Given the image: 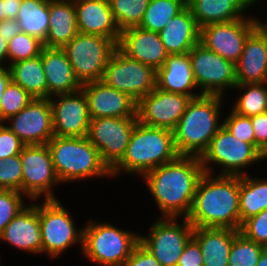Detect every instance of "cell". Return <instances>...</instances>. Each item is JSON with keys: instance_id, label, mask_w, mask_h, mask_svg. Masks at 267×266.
<instances>
[{"instance_id": "23", "label": "cell", "mask_w": 267, "mask_h": 266, "mask_svg": "<svg viewBox=\"0 0 267 266\" xmlns=\"http://www.w3.org/2000/svg\"><path fill=\"white\" fill-rule=\"evenodd\" d=\"M80 33L105 36L117 44L121 31L114 21L108 0H74Z\"/></svg>"}, {"instance_id": "42", "label": "cell", "mask_w": 267, "mask_h": 266, "mask_svg": "<svg viewBox=\"0 0 267 266\" xmlns=\"http://www.w3.org/2000/svg\"><path fill=\"white\" fill-rule=\"evenodd\" d=\"M223 126L229 130L233 136L244 142L255 146L254 130L251 123V117L238 115L233 110L222 122Z\"/></svg>"}, {"instance_id": "2", "label": "cell", "mask_w": 267, "mask_h": 266, "mask_svg": "<svg viewBox=\"0 0 267 266\" xmlns=\"http://www.w3.org/2000/svg\"><path fill=\"white\" fill-rule=\"evenodd\" d=\"M204 173L188 220L193 227L240 230V176Z\"/></svg>"}, {"instance_id": "40", "label": "cell", "mask_w": 267, "mask_h": 266, "mask_svg": "<svg viewBox=\"0 0 267 266\" xmlns=\"http://www.w3.org/2000/svg\"><path fill=\"white\" fill-rule=\"evenodd\" d=\"M23 193L0 189V235L11 220L24 208Z\"/></svg>"}, {"instance_id": "51", "label": "cell", "mask_w": 267, "mask_h": 266, "mask_svg": "<svg viewBox=\"0 0 267 266\" xmlns=\"http://www.w3.org/2000/svg\"><path fill=\"white\" fill-rule=\"evenodd\" d=\"M256 266H267V247L262 250Z\"/></svg>"}, {"instance_id": "44", "label": "cell", "mask_w": 267, "mask_h": 266, "mask_svg": "<svg viewBox=\"0 0 267 266\" xmlns=\"http://www.w3.org/2000/svg\"><path fill=\"white\" fill-rule=\"evenodd\" d=\"M255 136V147L267 159V112L251 117Z\"/></svg>"}, {"instance_id": "46", "label": "cell", "mask_w": 267, "mask_h": 266, "mask_svg": "<svg viewBox=\"0 0 267 266\" xmlns=\"http://www.w3.org/2000/svg\"><path fill=\"white\" fill-rule=\"evenodd\" d=\"M123 266H162L140 243L134 248Z\"/></svg>"}, {"instance_id": "21", "label": "cell", "mask_w": 267, "mask_h": 266, "mask_svg": "<svg viewBox=\"0 0 267 266\" xmlns=\"http://www.w3.org/2000/svg\"><path fill=\"white\" fill-rule=\"evenodd\" d=\"M235 68L237 85L267 81V32L261 25L246 39Z\"/></svg>"}, {"instance_id": "22", "label": "cell", "mask_w": 267, "mask_h": 266, "mask_svg": "<svg viewBox=\"0 0 267 266\" xmlns=\"http://www.w3.org/2000/svg\"><path fill=\"white\" fill-rule=\"evenodd\" d=\"M0 240L32 253H42L39 204L24 207L5 227Z\"/></svg>"}, {"instance_id": "7", "label": "cell", "mask_w": 267, "mask_h": 266, "mask_svg": "<svg viewBox=\"0 0 267 266\" xmlns=\"http://www.w3.org/2000/svg\"><path fill=\"white\" fill-rule=\"evenodd\" d=\"M81 85L102 79L104 69L117 49V43L105 36L78 33L62 48Z\"/></svg>"}, {"instance_id": "26", "label": "cell", "mask_w": 267, "mask_h": 266, "mask_svg": "<svg viewBox=\"0 0 267 266\" xmlns=\"http://www.w3.org/2000/svg\"><path fill=\"white\" fill-rule=\"evenodd\" d=\"M78 33L74 0H49V28L44 47L63 48Z\"/></svg>"}, {"instance_id": "39", "label": "cell", "mask_w": 267, "mask_h": 266, "mask_svg": "<svg viewBox=\"0 0 267 266\" xmlns=\"http://www.w3.org/2000/svg\"><path fill=\"white\" fill-rule=\"evenodd\" d=\"M22 172L20 154L0 160V189L22 193Z\"/></svg>"}, {"instance_id": "50", "label": "cell", "mask_w": 267, "mask_h": 266, "mask_svg": "<svg viewBox=\"0 0 267 266\" xmlns=\"http://www.w3.org/2000/svg\"><path fill=\"white\" fill-rule=\"evenodd\" d=\"M8 42L5 41L4 37L0 35V69H5L6 67L9 68V66H4L3 62L4 60H8Z\"/></svg>"}, {"instance_id": "30", "label": "cell", "mask_w": 267, "mask_h": 266, "mask_svg": "<svg viewBox=\"0 0 267 266\" xmlns=\"http://www.w3.org/2000/svg\"><path fill=\"white\" fill-rule=\"evenodd\" d=\"M8 66L14 83L21 86L33 98H47V82L41 54Z\"/></svg>"}, {"instance_id": "19", "label": "cell", "mask_w": 267, "mask_h": 266, "mask_svg": "<svg viewBox=\"0 0 267 266\" xmlns=\"http://www.w3.org/2000/svg\"><path fill=\"white\" fill-rule=\"evenodd\" d=\"M81 89L87 98L91 119L137 117V102L103 81L85 83Z\"/></svg>"}, {"instance_id": "33", "label": "cell", "mask_w": 267, "mask_h": 266, "mask_svg": "<svg viewBox=\"0 0 267 266\" xmlns=\"http://www.w3.org/2000/svg\"><path fill=\"white\" fill-rule=\"evenodd\" d=\"M186 7V0H150L139 27L160 32Z\"/></svg>"}, {"instance_id": "43", "label": "cell", "mask_w": 267, "mask_h": 266, "mask_svg": "<svg viewBox=\"0 0 267 266\" xmlns=\"http://www.w3.org/2000/svg\"><path fill=\"white\" fill-rule=\"evenodd\" d=\"M25 144L7 125L0 123V160L19 155Z\"/></svg>"}, {"instance_id": "9", "label": "cell", "mask_w": 267, "mask_h": 266, "mask_svg": "<svg viewBox=\"0 0 267 266\" xmlns=\"http://www.w3.org/2000/svg\"><path fill=\"white\" fill-rule=\"evenodd\" d=\"M101 81L138 102L156 88V71L127 57L117 48L104 69Z\"/></svg>"}, {"instance_id": "52", "label": "cell", "mask_w": 267, "mask_h": 266, "mask_svg": "<svg viewBox=\"0 0 267 266\" xmlns=\"http://www.w3.org/2000/svg\"><path fill=\"white\" fill-rule=\"evenodd\" d=\"M5 19V7H4V1L0 0V22Z\"/></svg>"}, {"instance_id": "36", "label": "cell", "mask_w": 267, "mask_h": 266, "mask_svg": "<svg viewBox=\"0 0 267 266\" xmlns=\"http://www.w3.org/2000/svg\"><path fill=\"white\" fill-rule=\"evenodd\" d=\"M264 248L240 232L233 240L228 266H256Z\"/></svg>"}, {"instance_id": "16", "label": "cell", "mask_w": 267, "mask_h": 266, "mask_svg": "<svg viewBox=\"0 0 267 266\" xmlns=\"http://www.w3.org/2000/svg\"><path fill=\"white\" fill-rule=\"evenodd\" d=\"M191 97L155 88L137 102V118L141 124L174 131Z\"/></svg>"}, {"instance_id": "27", "label": "cell", "mask_w": 267, "mask_h": 266, "mask_svg": "<svg viewBox=\"0 0 267 266\" xmlns=\"http://www.w3.org/2000/svg\"><path fill=\"white\" fill-rule=\"evenodd\" d=\"M239 233L229 228L194 227L192 237L200 246L203 266H228L232 243Z\"/></svg>"}, {"instance_id": "20", "label": "cell", "mask_w": 267, "mask_h": 266, "mask_svg": "<svg viewBox=\"0 0 267 266\" xmlns=\"http://www.w3.org/2000/svg\"><path fill=\"white\" fill-rule=\"evenodd\" d=\"M117 48L127 57L150 66L155 71L163 66L169 55L159 32L146 30L139 26L121 31Z\"/></svg>"}, {"instance_id": "35", "label": "cell", "mask_w": 267, "mask_h": 266, "mask_svg": "<svg viewBox=\"0 0 267 266\" xmlns=\"http://www.w3.org/2000/svg\"><path fill=\"white\" fill-rule=\"evenodd\" d=\"M150 0H108L120 31L140 25Z\"/></svg>"}, {"instance_id": "1", "label": "cell", "mask_w": 267, "mask_h": 266, "mask_svg": "<svg viewBox=\"0 0 267 266\" xmlns=\"http://www.w3.org/2000/svg\"><path fill=\"white\" fill-rule=\"evenodd\" d=\"M205 173L200 157L179 155L175 160L146 172L142 178L162 217L187 218L200 178Z\"/></svg>"}, {"instance_id": "11", "label": "cell", "mask_w": 267, "mask_h": 266, "mask_svg": "<svg viewBox=\"0 0 267 266\" xmlns=\"http://www.w3.org/2000/svg\"><path fill=\"white\" fill-rule=\"evenodd\" d=\"M160 217L153 223L148 236H140V244L158 260L162 266H177L186 243L193 235L194 227L183 218Z\"/></svg>"}, {"instance_id": "13", "label": "cell", "mask_w": 267, "mask_h": 266, "mask_svg": "<svg viewBox=\"0 0 267 266\" xmlns=\"http://www.w3.org/2000/svg\"><path fill=\"white\" fill-rule=\"evenodd\" d=\"M192 70L197 87L202 95L222 96L225 88H234L236 83L235 64L224 59L201 43L190 51Z\"/></svg>"}, {"instance_id": "49", "label": "cell", "mask_w": 267, "mask_h": 266, "mask_svg": "<svg viewBox=\"0 0 267 266\" xmlns=\"http://www.w3.org/2000/svg\"><path fill=\"white\" fill-rule=\"evenodd\" d=\"M10 81L11 74L9 68L0 69V99Z\"/></svg>"}, {"instance_id": "18", "label": "cell", "mask_w": 267, "mask_h": 266, "mask_svg": "<svg viewBox=\"0 0 267 266\" xmlns=\"http://www.w3.org/2000/svg\"><path fill=\"white\" fill-rule=\"evenodd\" d=\"M56 96L57 100L49 98L53 111L54 136H87L91 117L83 90L58 94L54 97Z\"/></svg>"}, {"instance_id": "25", "label": "cell", "mask_w": 267, "mask_h": 266, "mask_svg": "<svg viewBox=\"0 0 267 266\" xmlns=\"http://www.w3.org/2000/svg\"><path fill=\"white\" fill-rule=\"evenodd\" d=\"M156 88L196 98L202 94L192 92L198 88L188 53L169 54L161 68L156 71Z\"/></svg>"}, {"instance_id": "32", "label": "cell", "mask_w": 267, "mask_h": 266, "mask_svg": "<svg viewBox=\"0 0 267 266\" xmlns=\"http://www.w3.org/2000/svg\"><path fill=\"white\" fill-rule=\"evenodd\" d=\"M16 20L21 32L44 42L49 28V0H22Z\"/></svg>"}, {"instance_id": "34", "label": "cell", "mask_w": 267, "mask_h": 266, "mask_svg": "<svg viewBox=\"0 0 267 266\" xmlns=\"http://www.w3.org/2000/svg\"><path fill=\"white\" fill-rule=\"evenodd\" d=\"M265 83L240 84L235 88L247 89L236 101L233 111L238 115L252 117L267 112V88Z\"/></svg>"}, {"instance_id": "4", "label": "cell", "mask_w": 267, "mask_h": 266, "mask_svg": "<svg viewBox=\"0 0 267 266\" xmlns=\"http://www.w3.org/2000/svg\"><path fill=\"white\" fill-rule=\"evenodd\" d=\"M179 156L172 131L136 123L124 157L111 169V176L125 171L141 174L175 160Z\"/></svg>"}, {"instance_id": "29", "label": "cell", "mask_w": 267, "mask_h": 266, "mask_svg": "<svg viewBox=\"0 0 267 266\" xmlns=\"http://www.w3.org/2000/svg\"><path fill=\"white\" fill-rule=\"evenodd\" d=\"M253 3V0H186L199 28L244 18L241 13Z\"/></svg>"}, {"instance_id": "53", "label": "cell", "mask_w": 267, "mask_h": 266, "mask_svg": "<svg viewBox=\"0 0 267 266\" xmlns=\"http://www.w3.org/2000/svg\"><path fill=\"white\" fill-rule=\"evenodd\" d=\"M260 25L267 32V22L264 24L262 22H260Z\"/></svg>"}, {"instance_id": "24", "label": "cell", "mask_w": 267, "mask_h": 266, "mask_svg": "<svg viewBox=\"0 0 267 266\" xmlns=\"http://www.w3.org/2000/svg\"><path fill=\"white\" fill-rule=\"evenodd\" d=\"M41 59L47 82V98L81 89L82 85L75 77L68 56L62 48L44 47Z\"/></svg>"}, {"instance_id": "6", "label": "cell", "mask_w": 267, "mask_h": 266, "mask_svg": "<svg viewBox=\"0 0 267 266\" xmlns=\"http://www.w3.org/2000/svg\"><path fill=\"white\" fill-rule=\"evenodd\" d=\"M89 221L83 228L84 257L101 266H123L140 243V236L113 224Z\"/></svg>"}, {"instance_id": "17", "label": "cell", "mask_w": 267, "mask_h": 266, "mask_svg": "<svg viewBox=\"0 0 267 266\" xmlns=\"http://www.w3.org/2000/svg\"><path fill=\"white\" fill-rule=\"evenodd\" d=\"M14 132L25 145L47 144L54 136L53 111L49 98H33L16 115L7 119Z\"/></svg>"}, {"instance_id": "5", "label": "cell", "mask_w": 267, "mask_h": 266, "mask_svg": "<svg viewBox=\"0 0 267 266\" xmlns=\"http://www.w3.org/2000/svg\"><path fill=\"white\" fill-rule=\"evenodd\" d=\"M47 145L55 172L62 183L94 176H111V170L87 136H53Z\"/></svg>"}, {"instance_id": "10", "label": "cell", "mask_w": 267, "mask_h": 266, "mask_svg": "<svg viewBox=\"0 0 267 266\" xmlns=\"http://www.w3.org/2000/svg\"><path fill=\"white\" fill-rule=\"evenodd\" d=\"M39 221L42 253L56 258L78 242L83 248V229L75 228L70 213L57 199L44 200L39 205Z\"/></svg>"}, {"instance_id": "48", "label": "cell", "mask_w": 267, "mask_h": 266, "mask_svg": "<svg viewBox=\"0 0 267 266\" xmlns=\"http://www.w3.org/2000/svg\"><path fill=\"white\" fill-rule=\"evenodd\" d=\"M5 19H16L22 0H3Z\"/></svg>"}, {"instance_id": "37", "label": "cell", "mask_w": 267, "mask_h": 266, "mask_svg": "<svg viewBox=\"0 0 267 266\" xmlns=\"http://www.w3.org/2000/svg\"><path fill=\"white\" fill-rule=\"evenodd\" d=\"M44 48L39 38L20 32L8 42V59L10 64L34 58L41 54Z\"/></svg>"}, {"instance_id": "38", "label": "cell", "mask_w": 267, "mask_h": 266, "mask_svg": "<svg viewBox=\"0 0 267 266\" xmlns=\"http://www.w3.org/2000/svg\"><path fill=\"white\" fill-rule=\"evenodd\" d=\"M33 97L12 80L0 99V123L21 111Z\"/></svg>"}, {"instance_id": "41", "label": "cell", "mask_w": 267, "mask_h": 266, "mask_svg": "<svg viewBox=\"0 0 267 266\" xmlns=\"http://www.w3.org/2000/svg\"><path fill=\"white\" fill-rule=\"evenodd\" d=\"M240 232L247 239L267 247V209L245 220Z\"/></svg>"}, {"instance_id": "45", "label": "cell", "mask_w": 267, "mask_h": 266, "mask_svg": "<svg viewBox=\"0 0 267 266\" xmlns=\"http://www.w3.org/2000/svg\"><path fill=\"white\" fill-rule=\"evenodd\" d=\"M177 266H203L200 246L193 237L186 243Z\"/></svg>"}, {"instance_id": "15", "label": "cell", "mask_w": 267, "mask_h": 266, "mask_svg": "<svg viewBox=\"0 0 267 266\" xmlns=\"http://www.w3.org/2000/svg\"><path fill=\"white\" fill-rule=\"evenodd\" d=\"M240 18L200 28L199 43L224 59L236 64L248 36L260 25L256 18ZM246 18V19H245Z\"/></svg>"}, {"instance_id": "12", "label": "cell", "mask_w": 267, "mask_h": 266, "mask_svg": "<svg viewBox=\"0 0 267 266\" xmlns=\"http://www.w3.org/2000/svg\"><path fill=\"white\" fill-rule=\"evenodd\" d=\"M22 164V193L31 199H56L52 187L61 183L54 169L47 144L25 145L20 152Z\"/></svg>"}, {"instance_id": "28", "label": "cell", "mask_w": 267, "mask_h": 266, "mask_svg": "<svg viewBox=\"0 0 267 266\" xmlns=\"http://www.w3.org/2000/svg\"><path fill=\"white\" fill-rule=\"evenodd\" d=\"M169 54L188 53L199 43L200 28L186 6L159 32Z\"/></svg>"}, {"instance_id": "47", "label": "cell", "mask_w": 267, "mask_h": 266, "mask_svg": "<svg viewBox=\"0 0 267 266\" xmlns=\"http://www.w3.org/2000/svg\"><path fill=\"white\" fill-rule=\"evenodd\" d=\"M21 32L20 24L16 19H4L0 22V35L9 42L15 35Z\"/></svg>"}, {"instance_id": "3", "label": "cell", "mask_w": 267, "mask_h": 266, "mask_svg": "<svg viewBox=\"0 0 267 266\" xmlns=\"http://www.w3.org/2000/svg\"><path fill=\"white\" fill-rule=\"evenodd\" d=\"M222 97L201 95L191 99L173 131L179 155L201 157L207 150L211 139L223 126L219 124Z\"/></svg>"}, {"instance_id": "8", "label": "cell", "mask_w": 267, "mask_h": 266, "mask_svg": "<svg viewBox=\"0 0 267 266\" xmlns=\"http://www.w3.org/2000/svg\"><path fill=\"white\" fill-rule=\"evenodd\" d=\"M265 158L254 145L239 140L222 126L211 139L200 160L206 173L212 174L213 169L208 165L210 162L222 166L223 169L218 175L243 176L245 173L240 169Z\"/></svg>"}, {"instance_id": "31", "label": "cell", "mask_w": 267, "mask_h": 266, "mask_svg": "<svg viewBox=\"0 0 267 266\" xmlns=\"http://www.w3.org/2000/svg\"><path fill=\"white\" fill-rule=\"evenodd\" d=\"M267 209V179L240 176V228L248 218Z\"/></svg>"}, {"instance_id": "14", "label": "cell", "mask_w": 267, "mask_h": 266, "mask_svg": "<svg viewBox=\"0 0 267 266\" xmlns=\"http://www.w3.org/2000/svg\"><path fill=\"white\" fill-rule=\"evenodd\" d=\"M137 122V117L91 119L87 138L110 170L124 157Z\"/></svg>"}]
</instances>
